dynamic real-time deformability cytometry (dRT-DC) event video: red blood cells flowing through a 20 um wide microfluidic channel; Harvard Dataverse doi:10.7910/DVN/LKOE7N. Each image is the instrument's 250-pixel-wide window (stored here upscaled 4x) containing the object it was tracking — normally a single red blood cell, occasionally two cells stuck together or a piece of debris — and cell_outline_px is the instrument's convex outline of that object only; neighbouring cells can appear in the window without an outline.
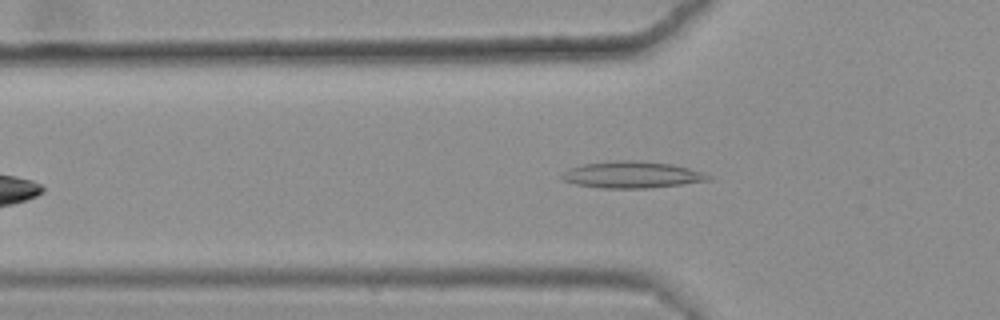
{"species": "common noctule bat (a hibernating species)", "species_latin": "Nyctalus noctula", "temperature_condition": "warm", "stored_images_in_passage": 35, "camera_frame_rate_fps": 3000, "um_per_image_px": 0.085, "animal": {"sex": "female", "body_mass_g": 25.1}, "frame": {"image": 1, "passage_image": 6, "time_ms": 1.667, "image_size_px": [1000, 320], "cell_outline_px": [[712, 180], [684, 184], [648, 188], [600, 188], [576, 184], [560, 180], [560, 176], [568, 168], [584, 164], [616, 160], [632, 160], [672, 164], [688, 168], [712, 176]], "centroid_in_image_um": [53.69, 14.86], "position_along_channel_um": 72.1, "area_um2": 22.77}}
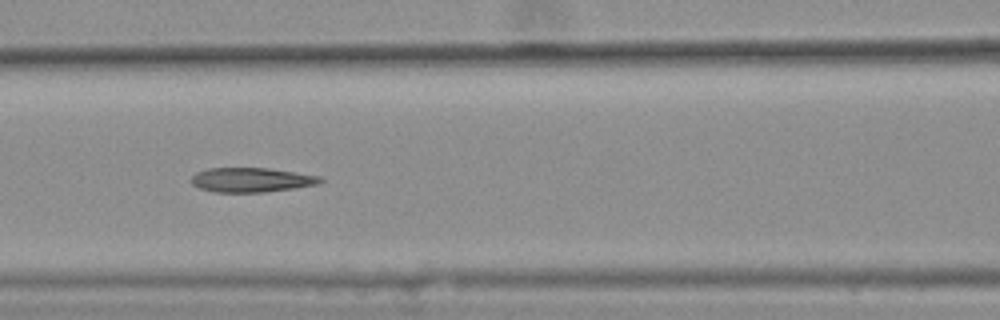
{"frame": {"image": 2, "passage_image": 12, "time_ms": 3.667, "image_size_px": [1000, 320], "cell_outline_px": [[324, 180], [316, 184], [292, 188], [264, 192], [216, 192], [200, 188], [192, 184], [188, 180], [196, 172], [208, 168], [268, 168], [320, 176]], "centroid_in_image_um": [21.31, 15.28], "position_along_channel_um": 145.3, "area_um2": 18.26}}
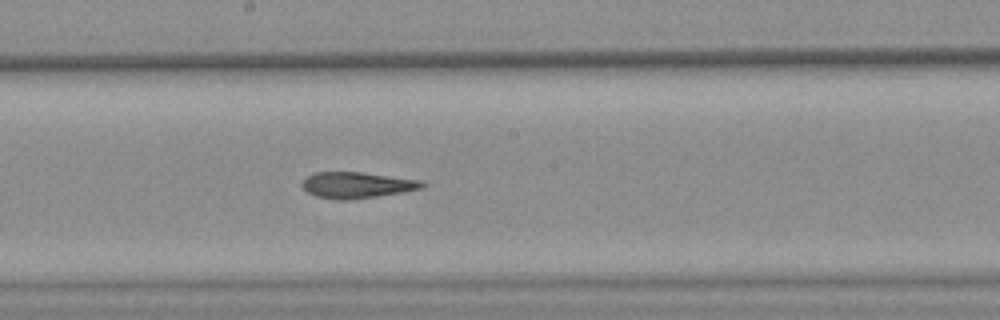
{"frame": {"image": 3, "passage_image": 18, "time_ms": 5.667, "image_size_px": [1000, 320], "cell_outline_px": [[428, 184], [424, 188], [376, 196], [348, 200], [336, 200], [316, 196], [308, 192], [300, 184], [304, 176], [312, 172], [360, 172], [424, 180]], "centroid_in_image_um": [30.33, 15.72], "position_along_channel_um": 217.9, "area_um2": 18.5}, "authors_computed_cell_mechanics": {"area_um2": 18.6694, "velocity_mm_per_s": 3.6396, "shape_relaxation_time_tau1_ms": null, "shape_relaxation_time_tau2_ms": 4.9008, "deformation_change_tau1": null, "deformation_change_tau2": 0.1583}}